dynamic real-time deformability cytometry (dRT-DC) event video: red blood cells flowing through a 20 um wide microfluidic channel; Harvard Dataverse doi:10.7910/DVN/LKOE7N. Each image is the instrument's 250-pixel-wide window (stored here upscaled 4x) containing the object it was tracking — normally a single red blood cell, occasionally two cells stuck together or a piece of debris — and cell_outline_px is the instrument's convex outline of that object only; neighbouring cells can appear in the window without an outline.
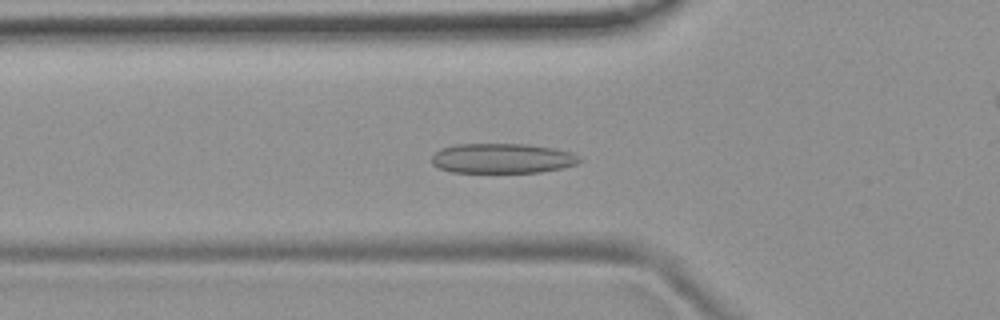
{"species": "common noctule bat (a hibernating species)", "species_latin": "Nyctalus noctula", "temperature_condition": "room temperature", "stored_images_in_passage": 54, "camera_frame_rate_fps": 3000, "um_per_image_px": 0.085, "animal": {"sex": "female", "body_mass_g": 19.9}, "frame": {"image": 1, "passage_image": 18, "time_ms": 5.667, "image_size_px": [1000, 320], "cell_outline_px": [[580, 160], [576, 164], [560, 168], [540, 172], [452, 172], [440, 168], [432, 164], [432, 156], [440, 148], [456, 144], [528, 144], [552, 148], [572, 152], [580, 156]], "centroid_in_image_um": [42.68, 13.45], "position_along_channel_um": 83.1, "area_um2": 25.66}}
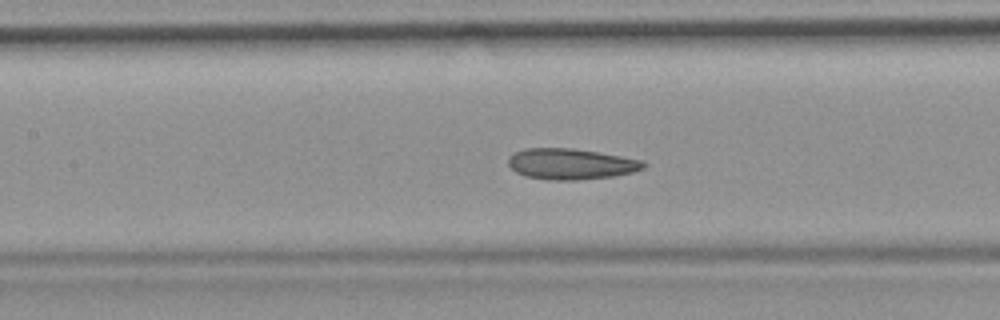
{"frame": {"image": 2, "passage_image": 24, "time_ms": 7.667, "image_size_px": [1000, 320], "cell_outline_px": [[648, 164], [644, 168], [632, 172], [612, 176], [576, 180], [548, 180], [524, 176], [516, 172], [508, 164], [508, 156], [524, 148], [572, 148], [644, 160]], "centroid_in_image_um": [48.51, 13.94], "position_along_channel_um": 158.9, "area_um2": 24.33}}
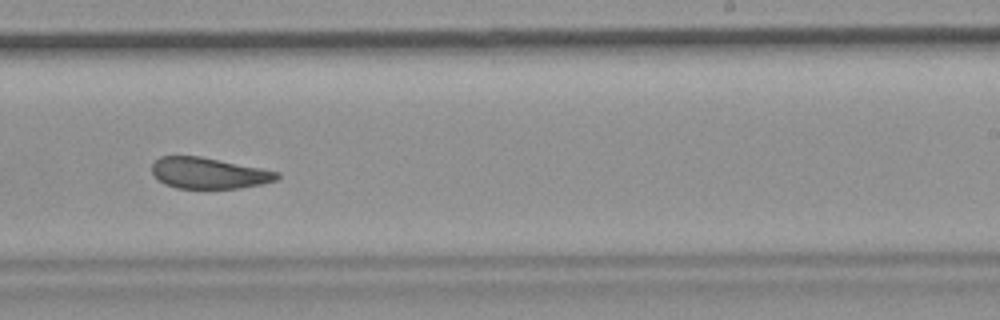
{"frame": {"image": 3, "passage_image": 33, "time_ms": 10.667, "image_size_px": [1000, 320], "cell_outline_px": [[280, 176], [276, 180], [260, 184], [240, 188], [176, 188], [164, 184], [152, 172], [152, 164], [160, 156], [200, 156], [280, 172]], "centroid_in_image_um": [17.74, 14.71], "position_along_channel_um": 271.3, "area_um2": 22.43}, "authors_computed_cell_mechanics": {"area_um2": 25.0563, "velocity_mm_per_s": 3.7745, "shape_relaxation_time_tau1_ms": 7.5246, "shape_relaxation_time_tau2_ms": 2.9114, "deformation_change_tau1": 0.1312, "deformation_change_tau2": 0.0929}}